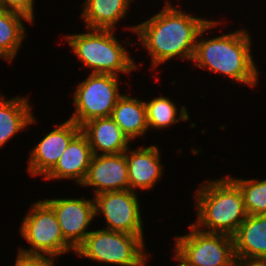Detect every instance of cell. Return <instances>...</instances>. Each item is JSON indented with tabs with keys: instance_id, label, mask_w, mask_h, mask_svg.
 <instances>
[{
	"instance_id": "22",
	"label": "cell",
	"mask_w": 266,
	"mask_h": 266,
	"mask_svg": "<svg viewBox=\"0 0 266 266\" xmlns=\"http://www.w3.org/2000/svg\"><path fill=\"white\" fill-rule=\"evenodd\" d=\"M240 188L247 215L266 214V179H239L230 177Z\"/></svg>"
},
{
	"instance_id": "19",
	"label": "cell",
	"mask_w": 266,
	"mask_h": 266,
	"mask_svg": "<svg viewBox=\"0 0 266 266\" xmlns=\"http://www.w3.org/2000/svg\"><path fill=\"white\" fill-rule=\"evenodd\" d=\"M132 0H85L81 19L88 29L115 30V25L124 18Z\"/></svg>"
},
{
	"instance_id": "18",
	"label": "cell",
	"mask_w": 266,
	"mask_h": 266,
	"mask_svg": "<svg viewBox=\"0 0 266 266\" xmlns=\"http://www.w3.org/2000/svg\"><path fill=\"white\" fill-rule=\"evenodd\" d=\"M121 131L132 141L149 131L144 101L123 94L110 116Z\"/></svg>"
},
{
	"instance_id": "3",
	"label": "cell",
	"mask_w": 266,
	"mask_h": 266,
	"mask_svg": "<svg viewBox=\"0 0 266 266\" xmlns=\"http://www.w3.org/2000/svg\"><path fill=\"white\" fill-rule=\"evenodd\" d=\"M195 191L197 221L192 225L207 233L233 236L247 217L243 194L238 185L230 176H224L207 180Z\"/></svg>"
},
{
	"instance_id": "6",
	"label": "cell",
	"mask_w": 266,
	"mask_h": 266,
	"mask_svg": "<svg viewBox=\"0 0 266 266\" xmlns=\"http://www.w3.org/2000/svg\"><path fill=\"white\" fill-rule=\"evenodd\" d=\"M190 233L175 238V255L178 266H234L233 236L224 233H207L189 225Z\"/></svg>"
},
{
	"instance_id": "21",
	"label": "cell",
	"mask_w": 266,
	"mask_h": 266,
	"mask_svg": "<svg viewBox=\"0 0 266 266\" xmlns=\"http://www.w3.org/2000/svg\"><path fill=\"white\" fill-rule=\"evenodd\" d=\"M146 106L148 128L166 129L179 121L189 120V114L183 105L177 113L176 105L171 99L158 96L152 100L144 101ZM178 114V116H177Z\"/></svg>"
},
{
	"instance_id": "25",
	"label": "cell",
	"mask_w": 266,
	"mask_h": 266,
	"mask_svg": "<svg viewBox=\"0 0 266 266\" xmlns=\"http://www.w3.org/2000/svg\"><path fill=\"white\" fill-rule=\"evenodd\" d=\"M234 266H266V260L236 258Z\"/></svg>"
},
{
	"instance_id": "2",
	"label": "cell",
	"mask_w": 266,
	"mask_h": 266,
	"mask_svg": "<svg viewBox=\"0 0 266 266\" xmlns=\"http://www.w3.org/2000/svg\"><path fill=\"white\" fill-rule=\"evenodd\" d=\"M221 21L211 20L199 33L193 62L198 68L220 73L230 77L233 82L254 87L258 83V67L251 52V36L246 29L204 39L207 30L219 25Z\"/></svg>"
},
{
	"instance_id": "5",
	"label": "cell",
	"mask_w": 266,
	"mask_h": 266,
	"mask_svg": "<svg viewBox=\"0 0 266 266\" xmlns=\"http://www.w3.org/2000/svg\"><path fill=\"white\" fill-rule=\"evenodd\" d=\"M143 239L113 230L91 231L75 254L98 263L120 266H146L148 254Z\"/></svg>"
},
{
	"instance_id": "17",
	"label": "cell",
	"mask_w": 266,
	"mask_h": 266,
	"mask_svg": "<svg viewBox=\"0 0 266 266\" xmlns=\"http://www.w3.org/2000/svg\"><path fill=\"white\" fill-rule=\"evenodd\" d=\"M28 99V96H16L5 100V96L0 94V148L17 132L37 122Z\"/></svg>"
},
{
	"instance_id": "14",
	"label": "cell",
	"mask_w": 266,
	"mask_h": 266,
	"mask_svg": "<svg viewBox=\"0 0 266 266\" xmlns=\"http://www.w3.org/2000/svg\"><path fill=\"white\" fill-rule=\"evenodd\" d=\"M93 153L86 135L80 131L61 154L55 167L44 179H74L78 185L84 181Z\"/></svg>"
},
{
	"instance_id": "9",
	"label": "cell",
	"mask_w": 266,
	"mask_h": 266,
	"mask_svg": "<svg viewBox=\"0 0 266 266\" xmlns=\"http://www.w3.org/2000/svg\"><path fill=\"white\" fill-rule=\"evenodd\" d=\"M135 191L105 192L94 196L95 216L103 214L107 226L104 229L132 235L144 240L140 203Z\"/></svg>"
},
{
	"instance_id": "11",
	"label": "cell",
	"mask_w": 266,
	"mask_h": 266,
	"mask_svg": "<svg viewBox=\"0 0 266 266\" xmlns=\"http://www.w3.org/2000/svg\"><path fill=\"white\" fill-rule=\"evenodd\" d=\"M55 127L31 149L27 170L33 177H45L55 167L71 140L81 131V127L70 119Z\"/></svg>"
},
{
	"instance_id": "24",
	"label": "cell",
	"mask_w": 266,
	"mask_h": 266,
	"mask_svg": "<svg viewBox=\"0 0 266 266\" xmlns=\"http://www.w3.org/2000/svg\"><path fill=\"white\" fill-rule=\"evenodd\" d=\"M14 266H55L54 259L41 254H28L18 250Z\"/></svg>"
},
{
	"instance_id": "20",
	"label": "cell",
	"mask_w": 266,
	"mask_h": 266,
	"mask_svg": "<svg viewBox=\"0 0 266 266\" xmlns=\"http://www.w3.org/2000/svg\"><path fill=\"white\" fill-rule=\"evenodd\" d=\"M32 23L26 16L0 8V57L11 62L25 38L23 21Z\"/></svg>"
},
{
	"instance_id": "16",
	"label": "cell",
	"mask_w": 266,
	"mask_h": 266,
	"mask_svg": "<svg viewBox=\"0 0 266 266\" xmlns=\"http://www.w3.org/2000/svg\"><path fill=\"white\" fill-rule=\"evenodd\" d=\"M233 240L236 258L266 260V214L247 215Z\"/></svg>"
},
{
	"instance_id": "8",
	"label": "cell",
	"mask_w": 266,
	"mask_h": 266,
	"mask_svg": "<svg viewBox=\"0 0 266 266\" xmlns=\"http://www.w3.org/2000/svg\"><path fill=\"white\" fill-rule=\"evenodd\" d=\"M119 77L90 73L74 91L75 112L69 118L80 127L95 118L110 117L119 98Z\"/></svg>"
},
{
	"instance_id": "23",
	"label": "cell",
	"mask_w": 266,
	"mask_h": 266,
	"mask_svg": "<svg viewBox=\"0 0 266 266\" xmlns=\"http://www.w3.org/2000/svg\"><path fill=\"white\" fill-rule=\"evenodd\" d=\"M0 8L22 14L34 22V0H0Z\"/></svg>"
},
{
	"instance_id": "10",
	"label": "cell",
	"mask_w": 266,
	"mask_h": 266,
	"mask_svg": "<svg viewBox=\"0 0 266 266\" xmlns=\"http://www.w3.org/2000/svg\"><path fill=\"white\" fill-rule=\"evenodd\" d=\"M55 211L64 239L76 250L91 232L88 227L95 218L94 199H46Z\"/></svg>"
},
{
	"instance_id": "4",
	"label": "cell",
	"mask_w": 266,
	"mask_h": 266,
	"mask_svg": "<svg viewBox=\"0 0 266 266\" xmlns=\"http://www.w3.org/2000/svg\"><path fill=\"white\" fill-rule=\"evenodd\" d=\"M90 32L66 35L65 40L73 53L91 70L93 74L120 76L137 69L135 61L126 46L114 36V30L88 29Z\"/></svg>"
},
{
	"instance_id": "7",
	"label": "cell",
	"mask_w": 266,
	"mask_h": 266,
	"mask_svg": "<svg viewBox=\"0 0 266 266\" xmlns=\"http://www.w3.org/2000/svg\"><path fill=\"white\" fill-rule=\"evenodd\" d=\"M29 213L22 219L20 234L31 248H19L28 254H41L55 258L76 251L65 239L53 208L44 200L30 206Z\"/></svg>"
},
{
	"instance_id": "1",
	"label": "cell",
	"mask_w": 266,
	"mask_h": 266,
	"mask_svg": "<svg viewBox=\"0 0 266 266\" xmlns=\"http://www.w3.org/2000/svg\"><path fill=\"white\" fill-rule=\"evenodd\" d=\"M152 16L127 28L138 35V43L148 51L151 68L175 57L192 61L199 33L211 20L185 13L170 0Z\"/></svg>"
},
{
	"instance_id": "13",
	"label": "cell",
	"mask_w": 266,
	"mask_h": 266,
	"mask_svg": "<svg viewBox=\"0 0 266 266\" xmlns=\"http://www.w3.org/2000/svg\"><path fill=\"white\" fill-rule=\"evenodd\" d=\"M125 151L128 164L129 190H150L163 175L160 150L156 145ZM131 149V150H130Z\"/></svg>"
},
{
	"instance_id": "15",
	"label": "cell",
	"mask_w": 266,
	"mask_h": 266,
	"mask_svg": "<svg viewBox=\"0 0 266 266\" xmlns=\"http://www.w3.org/2000/svg\"><path fill=\"white\" fill-rule=\"evenodd\" d=\"M94 155L124 153L131 142L111 117L95 118L81 126Z\"/></svg>"
},
{
	"instance_id": "12",
	"label": "cell",
	"mask_w": 266,
	"mask_h": 266,
	"mask_svg": "<svg viewBox=\"0 0 266 266\" xmlns=\"http://www.w3.org/2000/svg\"><path fill=\"white\" fill-rule=\"evenodd\" d=\"M81 186L94 188V196L112 191L129 190L128 164L124 153L92 156Z\"/></svg>"
}]
</instances>
